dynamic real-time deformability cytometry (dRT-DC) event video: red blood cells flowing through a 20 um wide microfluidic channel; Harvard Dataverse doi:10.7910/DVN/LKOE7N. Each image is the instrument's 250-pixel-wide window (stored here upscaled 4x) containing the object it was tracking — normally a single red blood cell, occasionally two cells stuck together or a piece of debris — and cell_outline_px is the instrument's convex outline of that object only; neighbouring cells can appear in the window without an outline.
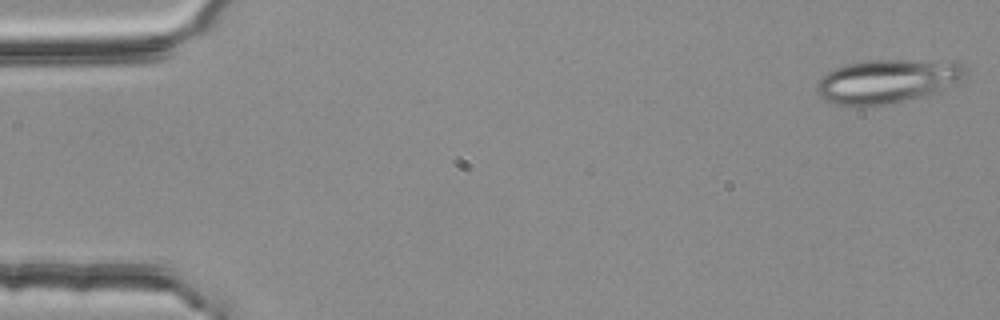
{"species": "common noctule bat (a hibernating species)", "species_latin": "Nyctalus noctula", "temperature_condition": "room temperature", "stored_images_in_passage": 54, "camera_frame_rate_fps": 3000, "um_per_image_px": 0.085, "animal": {"sex": "female", "body_mass_g": 25.1}, "frame": {"image": 1, "passage_image": 1, "time_ms": 0.0, "image_size_px": [1000, 320], "cell_outline_px": [[968, 72], [964, 76], [940, 92], [912, 100], [860, 108], [836, 104], [824, 100], [816, 92], [816, 84], [828, 72], [836, 68], [848, 64], [868, 60], [956, 60], [964, 64]], "centroid_in_image_um": [75.47, 6.91], "position_along_channel_um": 9.5, "area_um2": 38.78}}
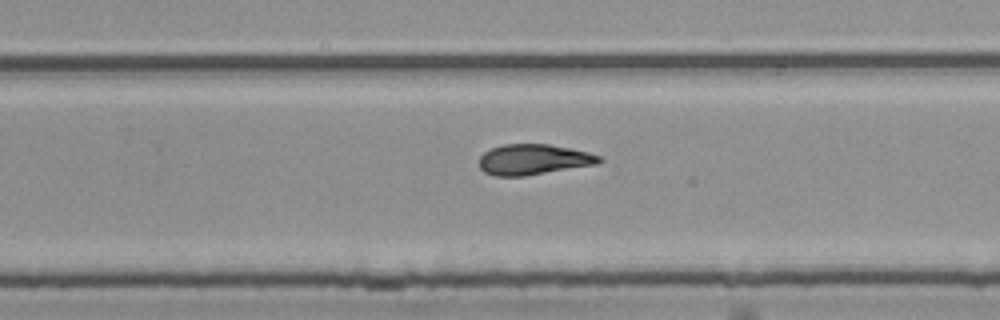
{"frame": {"image": 2, "passage_image": 34, "time_ms": 11.0, "image_size_px": [1000, 320], "cell_outline_px": [[604, 160], [600, 164], [524, 176], [496, 176], [484, 172], [480, 168], [480, 156], [484, 152], [492, 148], [504, 144], [548, 144], [588, 152], [600, 156]], "centroid_in_image_um": [45.37, 13.56], "position_along_channel_um": 284.4, "area_um2": 21.39}}
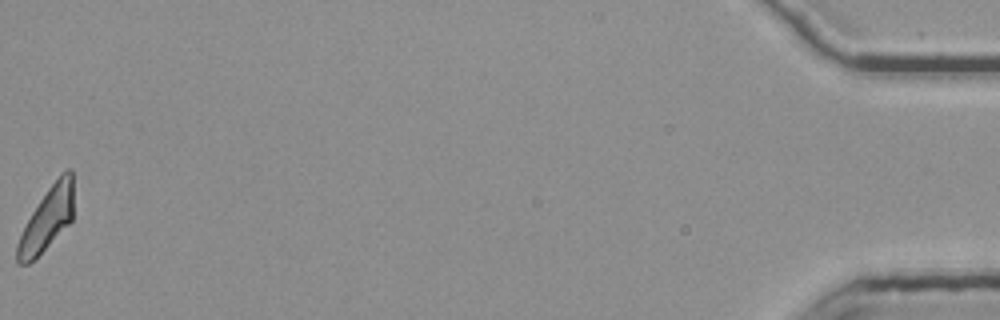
{"frame": {"image": 3, "passage_image": 54, "time_ms": 17.667, "image_size_px": [1000, 320], "cell_outline_px": [[72, 220], [28, 264], [16, 264], [16, 244], [32, 212], [48, 188], [60, 172], [68, 168], [72, 168]], "centroid_in_image_um": [3.98, 18.57], "position_along_channel_um": 431.2, "area_um2": 20.06}, "authors_computed_cell_mechanics": {"area_um2": 22.0507, "velocity_mm_per_s": 3.7657, "shape_relaxation_time_tau1_ms": null, "shape_relaxation_time_tau2_ms": 3.8706, "deformation_change_tau1": null, "deformation_change_tau2": 0.1047}}